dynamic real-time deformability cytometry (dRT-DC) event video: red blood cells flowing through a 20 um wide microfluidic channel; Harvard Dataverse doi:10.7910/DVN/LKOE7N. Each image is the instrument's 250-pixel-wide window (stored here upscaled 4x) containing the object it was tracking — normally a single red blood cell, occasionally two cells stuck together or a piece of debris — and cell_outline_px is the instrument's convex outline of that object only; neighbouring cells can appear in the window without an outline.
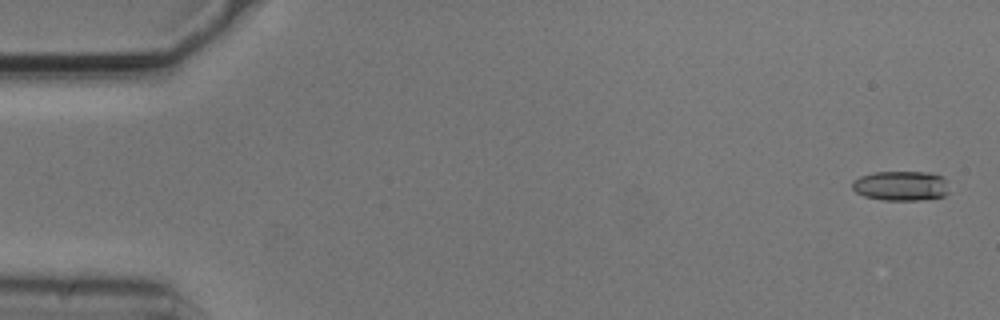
{"species": "common noctule bat (a hibernating species)", "species_latin": "Nyctalus noctula", "temperature_condition": "cold", "stored_images_in_passage": 5, "camera_frame_rate_fps": 3000, "um_per_image_px": 0.085, "animal": {"sex": "male", "body_mass_g": 20.5, "forearm_length_mm": 52.5}, "frame": {"image": 1, "passage_image": 1, "time_ms": 0.0, "image_size_px": [1000, 320], "cell_outline_px": [[948, 192], [944, 196], [920, 200], [880, 200], [864, 196], [856, 192], [852, 188], [852, 180], [860, 176], [876, 172], [932, 172], [944, 176]], "centroid_in_image_um": [76.57, 15.79], "position_along_channel_um": 8.4, "area_um2": 16.94}}
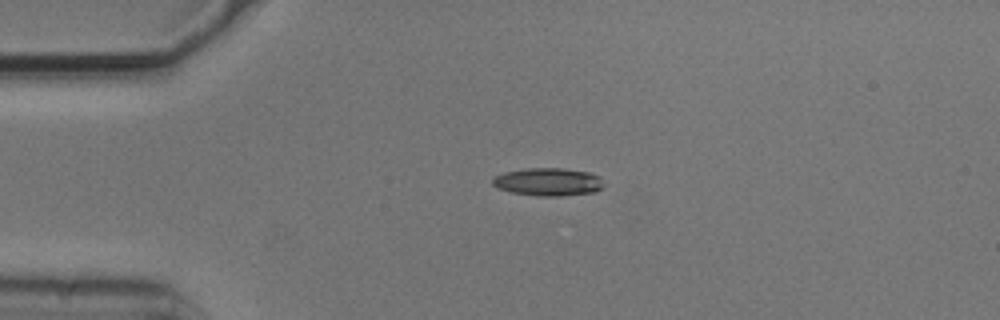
{"frame": {"image": 2, "passage_image": 4, "time_ms": 1.0, "image_size_px": [1000, 320], "cell_outline_px": [[604, 188], [592, 192], [560, 196], [536, 196], [512, 192], [496, 188], [492, 184], [492, 180], [496, 176], [504, 172], [528, 168], [564, 168], [588, 172], [600, 176], [604, 184]], "centroid_in_image_um": [46.61, 15.46], "position_along_channel_um": 38.4, "area_um2": 18.15}}